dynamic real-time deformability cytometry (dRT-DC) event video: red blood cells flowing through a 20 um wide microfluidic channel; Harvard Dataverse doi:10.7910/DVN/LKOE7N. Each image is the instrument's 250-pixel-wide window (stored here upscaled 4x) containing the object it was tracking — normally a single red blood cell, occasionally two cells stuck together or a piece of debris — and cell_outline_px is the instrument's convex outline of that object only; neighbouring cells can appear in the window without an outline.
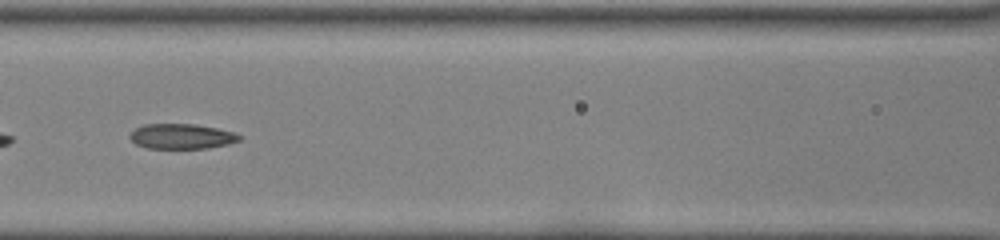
{"species": "common noctule bat (a hibernating species)", "species_latin": "Nyctalus noctula", "temperature_condition": "room temperature", "stored_images_in_passage": 31, "camera_frame_rate_fps": 3000, "um_per_image_px": 0.085, "animal": {"sex": "female", "body_mass_g": 22.0, "forearm_length_mm": 56.7}, "frame": {"image": 1, "passage_image": 10, "time_ms": 3.0, "image_size_px": [1000, 240], "cell_outline_px": [[244, 136], [240, 140], [228, 144], [208, 148], [148, 148], [136, 144], [128, 136], [136, 128], [144, 124], [196, 124], [216, 128], [232, 132]], "centroid_in_image_um": [15.45, 11.59], "position_along_channel_um": 151.1, "area_um2": 15.95}}
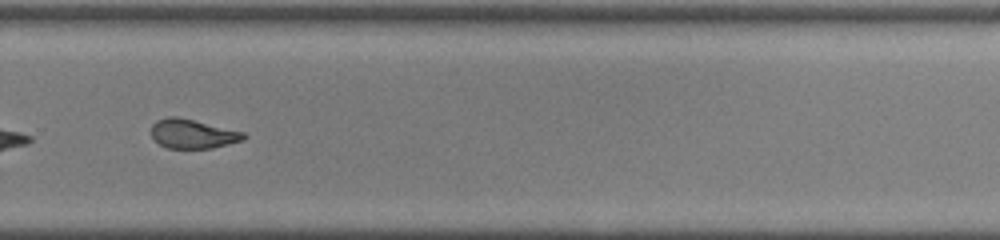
{"frame": {"image": 2, "passage_image": 22, "time_ms": 7.0, "image_size_px": [1000, 240], "cell_outline_px": [[248, 136], [244, 140], [212, 148], [168, 148], [160, 144], [152, 136], [152, 124], [156, 120], [168, 116], [176, 116], [244, 132]], "centroid_in_image_um": [16.39, 11.37], "position_along_channel_um": 313.4, "area_um2": 15.61}}